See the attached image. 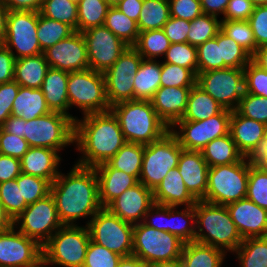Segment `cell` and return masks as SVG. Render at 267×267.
I'll return each mask as SVG.
<instances>
[{"mask_svg":"<svg viewBox=\"0 0 267 267\" xmlns=\"http://www.w3.org/2000/svg\"><path fill=\"white\" fill-rule=\"evenodd\" d=\"M147 267H184L181 259H176L172 261L156 262L147 265Z\"/></svg>","mask_w":267,"mask_h":267,"instance_id":"74","label":"cell"},{"mask_svg":"<svg viewBox=\"0 0 267 267\" xmlns=\"http://www.w3.org/2000/svg\"><path fill=\"white\" fill-rule=\"evenodd\" d=\"M231 113V110L224 109L206 120L177 121L170 130L183 149L201 151L215 138L229 134Z\"/></svg>","mask_w":267,"mask_h":267,"instance_id":"14","label":"cell"},{"mask_svg":"<svg viewBox=\"0 0 267 267\" xmlns=\"http://www.w3.org/2000/svg\"><path fill=\"white\" fill-rule=\"evenodd\" d=\"M49 67L67 72L89 68L86 43L81 32L75 31L43 52Z\"/></svg>","mask_w":267,"mask_h":267,"instance_id":"19","label":"cell"},{"mask_svg":"<svg viewBox=\"0 0 267 267\" xmlns=\"http://www.w3.org/2000/svg\"><path fill=\"white\" fill-rule=\"evenodd\" d=\"M61 160V155L57 150L46 147H29L20 159L21 173L44 178L52 184L60 173Z\"/></svg>","mask_w":267,"mask_h":267,"instance_id":"25","label":"cell"},{"mask_svg":"<svg viewBox=\"0 0 267 267\" xmlns=\"http://www.w3.org/2000/svg\"><path fill=\"white\" fill-rule=\"evenodd\" d=\"M251 160L257 166L267 169V132L260 149L255 153Z\"/></svg>","mask_w":267,"mask_h":267,"instance_id":"69","label":"cell"},{"mask_svg":"<svg viewBox=\"0 0 267 267\" xmlns=\"http://www.w3.org/2000/svg\"><path fill=\"white\" fill-rule=\"evenodd\" d=\"M249 177V158L233 164L210 167L205 202L228 205L246 198Z\"/></svg>","mask_w":267,"mask_h":267,"instance_id":"6","label":"cell"},{"mask_svg":"<svg viewBox=\"0 0 267 267\" xmlns=\"http://www.w3.org/2000/svg\"><path fill=\"white\" fill-rule=\"evenodd\" d=\"M69 109L76 106L84 115L111 109L106 95L105 79L101 72L90 68L69 72L67 82Z\"/></svg>","mask_w":267,"mask_h":267,"instance_id":"8","label":"cell"},{"mask_svg":"<svg viewBox=\"0 0 267 267\" xmlns=\"http://www.w3.org/2000/svg\"><path fill=\"white\" fill-rule=\"evenodd\" d=\"M39 13L44 17L67 24L77 31L78 4L70 0H43Z\"/></svg>","mask_w":267,"mask_h":267,"instance_id":"43","label":"cell"},{"mask_svg":"<svg viewBox=\"0 0 267 267\" xmlns=\"http://www.w3.org/2000/svg\"><path fill=\"white\" fill-rule=\"evenodd\" d=\"M62 226L51 193L35 203L29 204L14 219V227L27 237L35 239L41 246Z\"/></svg>","mask_w":267,"mask_h":267,"instance_id":"12","label":"cell"},{"mask_svg":"<svg viewBox=\"0 0 267 267\" xmlns=\"http://www.w3.org/2000/svg\"><path fill=\"white\" fill-rule=\"evenodd\" d=\"M256 45H267V5L256 6L248 19Z\"/></svg>","mask_w":267,"mask_h":267,"instance_id":"58","label":"cell"},{"mask_svg":"<svg viewBox=\"0 0 267 267\" xmlns=\"http://www.w3.org/2000/svg\"><path fill=\"white\" fill-rule=\"evenodd\" d=\"M253 5L256 6H262L267 5V0H251Z\"/></svg>","mask_w":267,"mask_h":267,"instance_id":"75","label":"cell"},{"mask_svg":"<svg viewBox=\"0 0 267 267\" xmlns=\"http://www.w3.org/2000/svg\"><path fill=\"white\" fill-rule=\"evenodd\" d=\"M52 112L45 101L41 88L19 87L13 102L11 115L25 121L35 119Z\"/></svg>","mask_w":267,"mask_h":267,"instance_id":"29","label":"cell"},{"mask_svg":"<svg viewBox=\"0 0 267 267\" xmlns=\"http://www.w3.org/2000/svg\"><path fill=\"white\" fill-rule=\"evenodd\" d=\"M192 87H160L150 100L157 115L171 128L182 119Z\"/></svg>","mask_w":267,"mask_h":267,"instance_id":"24","label":"cell"},{"mask_svg":"<svg viewBox=\"0 0 267 267\" xmlns=\"http://www.w3.org/2000/svg\"><path fill=\"white\" fill-rule=\"evenodd\" d=\"M154 203L167 206L195 205L197 200L186 189L178 168L168 171L165 178L153 191Z\"/></svg>","mask_w":267,"mask_h":267,"instance_id":"27","label":"cell"},{"mask_svg":"<svg viewBox=\"0 0 267 267\" xmlns=\"http://www.w3.org/2000/svg\"><path fill=\"white\" fill-rule=\"evenodd\" d=\"M169 18L168 0H143L137 22L139 31L163 29Z\"/></svg>","mask_w":267,"mask_h":267,"instance_id":"38","label":"cell"},{"mask_svg":"<svg viewBox=\"0 0 267 267\" xmlns=\"http://www.w3.org/2000/svg\"><path fill=\"white\" fill-rule=\"evenodd\" d=\"M252 61L261 69L267 71V45L257 48L252 56Z\"/></svg>","mask_w":267,"mask_h":267,"instance_id":"70","label":"cell"},{"mask_svg":"<svg viewBox=\"0 0 267 267\" xmlns=\"http://www.w3.org/2000/svg\"><path fill=\"white\" fill-rule=\"evenodd\" d=\"M189 29L190 21L171 16L163 27L165 35L170 40L171 44L187 43Z\"/></svg>","mask_w":267,"mask_h":267,"instance_id":"60","label":"cell"},{"mask_svg":"<svg viewBox=\"0 0 267 267\" xmlns=\"http://www.w3.org/2000/svg\"><path fill=\"white\" fill-rule=\"evenodd\" d=\"M9 11H36L39 12L43 0H2Z\"/></svg>","mask_w":267,"mask_h":267,"instance_id":"65","label":"cell"},{"mask_svg":"<svg viewBox=\"0 0 267 267\" xmlns=\"http://www.w3.org/2000/svg\"><path fill=\"white\" fill-rule=\"evenodd\" d=\"M74 143L83 155L76 164L94 168L109 161L126 143L118 119L111 110L75 119Z\"/></svg>","mask_w":267,"mask_h":267,"instance_id":"2","label":"cell"},{"mask_svg":"<svg viewBox=\"0 0 267 267\" xmlns=\"http://www.w3.org/2000/svg\"><path fill=\"white\" fill-rule=\"evenodd\" d=\"M68 78L69 72L50 67L46 72L41 90L51 111L63 113L75 121L76 117L68 112Z\"/></svg>","mask_w":267,"mask_h":267,"instance_id":"28","label":"cell"},{"mask_svg":"<svg viewBox=\"0 0 267 267\" xmlns=\"http://www.w3.org/2000/svg\"><path fill=\"white\" fill-rule=\"evenodd\" d=\"M226 208L243 239L267 236V209L248 198L230 203Z\"/></svg>","mask_w":267,"mask_h":267,"instance_id":"21","label":"cell"},{"mask_svg":"<svg viewBox=\"0 0 267 267\" xmlns=\"http://www.w3.org/2000/svg\"><path fill=\"white\" fill-rule=\"evenodd\" d=\"M110 110L118 119L126 142L148 145L170 131L149 100L122 101Z\"/></svg>","mask_w":267,"mask_h":267,"instance_id":"3","label":"cell"},{"mask_svg":"<svg viewBox=\"0 0 267 267\" xmlns=\"http://www.w3.org/2000/svg\"><path fill=\"white\" fill-rule=\"evenodd\" d=\"M184 244L177 236L151 228L143 222L134 225L132 255L146 265L179 259Z\"/></svg>","mask_w":267,"mask_h":267,"instance_id":"10","label":"cell"},{"mask_svg":"<svg viewBox=\"0 0 267 267\" xmlns=\"http://www.w3.org/2000/svg\"><path fill=\"white\" fill-rule=\"evenodd\" d=\"M143 0H122L116 7L126 16L138 22Z\"/></svg>","mask_w":267,"mask_h":267,"instance_id":"66","label":"cell"},{"mask_svg":"<svg viewBox=\"0 0 267 267\" xmlns=\"http://www.w3.org/2000/svg\"><path fill=\"white\" fill-rule=\"evenodd\" d=\"M134 80V100L150 101L160 88L161 62L143 59Z\"/></svg>","mask_w":267,"mask_h":267,"instance_id":"32","label":"cell"},{"mask_svg":"<svg viewBox=\"0 0 267 267\" xmlns=\"http://www.w3.org/2000/svg\"><path fill=\"white\" fill-rule=\"evenodd\" d=\"M195 229L194 241L222 249L225 253H233L243 242L224 205L197 200Z\"/></svg>","mask_w":267,"mask_h":267,"instance_id":"4","label":"cell"},{"mask_svg":"<svg viewBox=\"0 0 267 267\" xmlns=\"http://www.w3.org/2000/svg\"><path fill=\"white\" fill-rule=\"evenodd\" d=\"M221 31L251 56L256 52L258 46L248 20H221Z\"/></svg>","mask_w":267,"mask_h":267,"instance_id":"46","label":"cell"},{"mask_svg":"<svg viewBox=\"0 0 267 267\" xmlns=\"http://www.w3.org/2000/svg\"><path fill=\"white\" fill-rule=\"evenodd\" d=\"M246 198L267 209V169L254 164L251 158Z\"/></svg>","mask_w":267,"mask_h":267,"instance_id":"47","label":"cell"},{"mask_svg":"<svg viewBox=\"0 0 267 267\" xmlns=\"http://www.w3.org/2000/svg\"><path fill=\"white\" fill-rule=\"evenodd\" d=\"M144 145L126 142L107 163L114 169L140 178Z\"/></svg>","mask_w":267,"mask_h":267,"instance_id":"36","label":"cell"},{"mask_svg":"<svg viewBox=\"0 0 267 267\" xmlns=\"http://www.w3.org/2000/svg\"><path fill=\"white\" fill-rule=\"evenodd\" d=\"M217 43L220 45L224 68L244 69L252 60V56L244 48L226 36L221 30L217 33Z\"/></svg>","mask_w":267,"mask_h":267,"instance_id":"44","label":"cell"},{"mask_svg":"<svg viewBox=\"0 0 267 267\" xmlns=\"http://www.w3.org/2000/svg\"><path fill=\"white\" fill-rule=\"evenodd\" d=\"M152 218V219H151ZM163 218V219H162ZM161 220L162 223L159 221ZM165 222V223H163ZM143 223L159 231L168 232L167 227V205L154 203L145 214Z\"/></svg>","mask_w":267,"mask_h":267,"instance_id":"62","label":"cell"},{"mask_svg":"<svg viewBox=\"0 0 267 267\" xmlns=\"http://www.w3.org/2000/svg\"><path fill=\"white\" fill-rule=\"evenodd\" d=\"M58 216L63 225H77L80 218L92 217L103 207L99 200V182L91 167L73 165L65 175L61 171L51 184Z\"/></svg>","mask_w":267,"mask_h":267,"instance_id":"1","label":"cell"},{"mask_svg":"<svg viewBox=\"0 0 267 267\" xmlns=\"http://www.w3.org/2000/svg\"><path fill=\"white\" fill-rule=\"evenodd\" d=\"M104 26L128 46H134L138 40L140 31L137 22L117 7H109Z\"/></svg>","mask_w":267,"mask_h":267,"instance_id":"37","label":"cell"},{"mask_svg":"<svg viewBox=\"0 0 267 267\" xmlns=\"http://www.w3.org/2000/svg\"><path fill=\"white\" fill-rule=\"evenodd\" d=\"M0 267H42V246L14 226L0 231Z\"/></svg>","mask_w":267,"mask_h":267,"instance_id":"17","label":"cell"},{"mask_svg":"<svg viewBox=\"0 0 267 267\" xmlns=\"http://www.w3.org/2000/svg\"><path fill=\"white\" fill-rule=\"evenodd\" d=\"M201 152L209 168L237 163L244 158L243 154L238 150L230 133L215 138L209 142Z\"/></svg>","mask_w":267,"mask_h":267,"instance_id":"33","label":"cell"},{"mask_svg":"<svg viewBox=\"0 0 267 267\" xmlns=\"http://www.w3.org/2000/svg\"><path fill=\"white\" fill-rule=\"evenodd\" d=\"M142 60L138 51L133 46H129L103 73L110 106L122 101L134 100V75Z\"/></svg>","mask_w":267,"mask_h":267,"instance_id":"16","label":"cell"},{"mask_svg":"<svg viewBox=\"0 0 267 267\" xmlns=\"http://www.w3.org/2000/svg\"><path fill=\"white\" fill-rule=\"evenodd\" d=\"M99 182V200L106 208L125 190L135 186L139 180L121 170L112 168L107 162L94 167Z\"/></svg>","mask_w":267,"mask_h":267,"instance_id":"26","label":"cell"},{"mask_svg":"<svg viewBox=\"0 0 267 267\" xmlns=\"http://www.w3.org/2000/svg\"><path fill=\"white\" fill-rule=\"evenodd\" d=\"M177 168L185 183L186 189L196 200L205 197L208 185L209 166L201 151H181Z\"/></svg>","mask_w":267,"mask_h":267,"instance_id":"23","label":"cell"},{"mask_svg":"<svg viewBox=\"0 0 267 267\" xmlns=\"http://www.w3.org/2000/svg\"><path fill=\"white\" fill-rule=\"evenodd\" d=\"M14 226V220L6 212L5 208L0 202V231L8 230Z\"/></svg>","mask_w":267,"mask_h":267,"instance_id":"73","label":"cell"},{"mask_svg":"<svg viewBox=\"0 0 267 267\" xmlns=\"http://www.w3.org/2000/svg\"><path fill=\"white\" fill-rule=\"evenodd\" d=\"M21 174L20 160L0 154V183L13 180Z\"/></svg>","mask_w":267,"mask_h":267,"instance_id":"64","label":"cell"},{"mask_svg":"<svg viewBox=\"0 0 267 267\" xmlns=\"http://www.w3.org/2000/svg\"><path fill=\"white\" fill-rule=\"evenodd\" d=\"M15 180L28 205L50 194L51 183L44 178L21 173Z\"/></svg>","mask_w":267,"mask_h":267,"instance_id":"49","label":"cell"},{"mask_svg":"<svg viewBox=\"0 0 267 267\" xmlns=\"http://www.w3.org/2000/svg\"><path fill=\"white\" fill-rule=\"evenodd\" d=\"M182 150L171 130L159 140L144 145L139 182L154 191L168 171L177 167Z\"/></svg>","mask_w":267,"mask_h":267,"instance_id":"9","label":"cell"},{"mask_svg":"<svg viewBox=\"0 0 267 267\" xmlns=\"http://www.w3.org/2000/svg\"><path fill=\"white\" fill-rule=\"evenodd\" d=\"M254 7L251 0H229L220 20H248Z\"/></svg>","mask_w":267,"mask_h":267,"instance_id":"61","label":"cell"},{"mask_svg":"<svg viewBox=\"0 0 267 267\" xmlns=\"http://www.w3.org/2000/svg\"><path fill=\"white\" fill-rule=\"evenodd\" d=\"M75 121L60 112H50L23 123V138L29 147H46L60 152L74 144Z\"/></svg>","mask_w":267,"mask_h":267,"instance_id":"7","label":"cell"},{"mask_svg":"<svg viewBox=\"0 0 267 267\" xmlns=\"http://www.w3.org/2000/svg\"><path fill=\"white\" fill-rule=\"evenodd\" d=\"M171 42L163 29L146 30L139 33L138 40L133 46L145 60H156L164 57Z\"/></svg>","mask_w":267,"mask_h":267,"instance_id":"40","label":"cell"},{"mask_svg":"<svg viewBox=\"0 0 267 267\" xmlns=\"http://www.w3.org/2000/svg\"><path fill=\"white\" fill-rule=\"evenodd\" d=\"M90 239L87 225H63L42 246V267H83Z\"/></svg>","mask_w":267,"mask_h":267,"instance_id":"5","label":"cell"},{"mask_svg":"<svg viewBox=\"0 0 267 267\" xmlns=\"http://www.w3.org/2000/svg\"><path fill=\"white\" fill-rule=\"evenodd\" d=\"M198 73L211 70L224 69L221 60L220 45L217 43V35L197 47Z\"/></svg>","mask_w":267,"mask_h":267,"instance_id":"52","label":"cell"},{"mask_svg":"<svg viewBox=\"0 0 267 267\" xmlns=\"http://www.w3.org/2000/svg\"><path fill=\"white\" fill-rule=\"evenodd\" d=\"M74 32L69 25L44 17L38 12L37 37L42 52Z\"/></svg>","mask_w":267,"mask_h":267,"instance_id":"41","label":"cell"},{"mask_svg":"<svg viewBox=\"0 0 267 267\" xmlns=\"http://www.w3.org/2000/svg\"><path fill=\"white\" fill-rule=\"evenodd\" d=\"M221 30V20L213 15L202 13L190 22L188 43L195 47L214 38Z\"/></svg>","mask_w":267,"mask_h":267,"instance_id":"45","label":"cell"},{"mask_svg":"<svg viewBox=\"0 0 267 267\" xmlns=\"http://www.w3.org/2000/svg\"><path fill=\"white\" fill-rule=\"evenodd\" d=\"M19 87L15 81L0 84V128L11 116L13 102L17 96Z\"/></svg>","mask_w":267,"mask_h":267,"instance_id":"59","label":"cell"},{"mask_svg":"<svg viewBox=\"0 0 267 267\" xmlns=\"http://www.w3.org/2000/svg\"><path fill=\"white\" fill-rule=\"evenodd\" d=\"M229 0H200L202 12L219 17L225 13Z\"/></svg>","mask_w":267,"mask_h":267,"instance_id":"67","label":"cell"},{"mask_svg":"<svg viewBox=\"0 0 267 267\" xmlns=\"http://www.w3.org/2000/svg\"><path fill=\"white\" fill-rule=\"evenodd\" d=\"M86 48L89 68L104 73L129 47L104 25L90 28L82 32Z\"/></svg>","mask_w":267,"mask_h":267,"instance_id":"18","label":"cell"},{"mask_svg":"<svg viewBox=\"0 0 267 267\" xmlns=\"http://www.w3.org/2000/svg\"><path fill=\"white\" fill-rule=\"evenodd\" d=\"M109 7H116L122 0H105Z\"/></svg>","mask_w":267,"mask_h":267,"instance_id":"76","label":"cell"},{"mask_svg":"<svg viewBox=\"0 0 267 267\" xmlns=\"http://www.w3.org/2000/svg\"><path fill=\"white\" fill-rule=\"evenodd\" d=\"M153 204V191L139 182L125 190L106 208L123 221L135 225L143 222L145 214Z\"/></svg>","mask_w":267,"mask_h":267,"instance_id":"20","label":"cell"},{"mask_svg":"<svg viewBox=\"0 0 267 267\" xmlns=\"http://www.w3.org/2000/svg\"><path fill=\"white\" fill-rule=\"evenodd\" d=\"M70 1H72V2H74V3H76V4H78V2H79L80 0H70Z\"/></svg>","mask_w":267,"mask_h":267,"instance_id":"77","label":"cell"},{"mask_svg":"<svg viewBox=\"0 0 267 267\" xmlns=\"http://www.w3.org/2000/svg\"><path fill=\"white\" fill-rule=\"evenodd\" d=\"M122 256L90 239L83 267H117Z\"/></svg>","mask_w":267,"mask_h":267,"instance_id":"54","label":"cell"},{"mask_svg":"<svg viewBox=\"0 0 267 267\" xmlns=\"http://www.w3.org/2000/svg\"><path fill=\"white\" fill-rule=\"evenodd\" d=\"M163 62L190 69L198 74L197 47L187 43H173L167 49Z\"/></svg>","mask_w":267,"mask_h":267,"instance_id":"48","label":"cell"},{"mask_svg":"<svg viewBox=\"0 0 267 267\" xmlns=\"http://www.w3.org/2000/svg\"><path fill=\"white\" fill-rule=\"evenodd\" d=\"M177 208L179 207L167 206L168 232L184 243H190L195 240V205L185 206L180 211Z\"/></svg>","mask_w":267,"mask_h":267,"instance_id":"35","label":"cell"},{"mask_svg":"<svg viewBox=\"0 0 267 267\" xmlns=\"http://www.w3.org/2000/svg\"><path fill=\"white\" fill-rule=\"evenodd\" d=\"M0 202L13 220L28 206L15 179L0 183Z\"/></svg>","mask_w":267,"mask_h":267,"instance_id":"51","label":"cell"},{"mask_svg":"<svg viewBox=\"0 0 267 267\" xmlns=\"http://www.w3.org/2000/svg\"><path fill=\"white\" fill-rule=\"evenodd\" d=\"M15 61L14 55L0 45V84L14 81Z\"/></svg>","mask_w":267,"mask_h":267,"instance_id":"63","label":"cell"},{"mask_svg":"<svg viewBox=\"0 0 267 267\" xmlns=\"http://www.w3.org/2000/svg\"><path fill=\"white\" fill-rule=\"evenodd\" d=\"M109 6L105 0H80L78 2L77 32L104 25Z\"/></svg>","mask_w":267,"mask_h":267,"instance_id":"42","label":"cell"},{"mask_svg":"<svg viewBox=\"0 0 267 267\" xmlns=\"http://www.w3.org/2000/svg\"><path fill=\"white\" fill-rule=\"evenodd\" d=\"M266 132L264 123L242 116L236 110L232 111L229 133L244 157L252 158L255 155Z\"/></svg>","mask_w":267,"mask_h":267,"instance_id":"22","label":"cell"},{"mask_svg":"<svg viewBox=\"0 0 267 267\" xmlns=\"http://www.w3.org/2000/svg\"><path fill=\"white\" fill-rule=\"evenodd\" d=\"M227 253L196 241L185 243L180 257L184 267H221Z\"/></svg>","mask_w":267,"mask_h":267,"instance_id":"31","label":"cell"},{"mask_svg":"<svg viewBox=\"0 0 267 267\" xmlns=\"http://www.w3.org/2000/svg\"><path fill=\"white\" fill-rule=\"evenodd\" d=\"M28 149L29 145L25 138L7 133L0 128V154L20 160Z\"/></svg>","mask_w":267,"mask_h":267,"instance_id":"56","label":"cell"},{"mask_svg":"<svg viewBox=\"0 0 267 267\" xmlns=\"http://www.w3.org/2000/svg\"><path fill=\"white\" fill-rule=\"evenodd\" d=\"M86 225L93 242L122 257L132 256L133 224L113 215L107 208H102Z\"/></svg>","mask_w":267,"mask_h":267,"instance_id":"11","label":"cell"},{"mask_svg":"<svg viewBox=\"0 0 267 267\" xmlns=\"http://www.w3.org/2000/svg\"><path fill=\"white\" fill-rule=\"evenodd\" d=\"M8 12L9 10L3 4L2 0H0V45H3L5 40L6 21Z\"/></svg>","mask_w":267,"mask_h":267,"instance_id":"71","label":"cell"},{"mask_svg":"<svg viewBox=\"0 0 267 267\" xmlns=\"http://www.w3.org/2000/svg\"><path fill=\"white\" fill-rule=\"evenodd\" d=\"M37 26L36 11L8 12L3 45L16 59L43 53L37 37Z\"/></svg>","mask_w":267,"mask_h":267,"instance_id":"15","label":"cell"},{"mask_svg":"<svg viewBox=\"0 0 267 267\" xmlns=\"http://www.w3.org/2000/svg\"><path fill=\"white\" fill-rule=\"evenodd\" d=\"M117 267H147V265L138 257H122Z\"/></svg>","mask_w":267,"mask_h":267,"instance_id":"72","label":"cell"},{"mask_svg":"<svg viewBox=\"0 0 267 267\" xmlns=\"http://www.w3.org/2000/svg\"><path fill=\"white\" fill-rule=\"evenodd\" d=\"M197 76L185 67L161 62L160 87H193Z\"/></svg>","mask_w":267,"mask_h":267,"instance_id":"50","label":"cell"},{"mask_svg":"<svg viewBox=\"0 0 267 267\" xmlns=\"http://www.w3.org/2000/svg\"><path fill=\"white\" fill-rule=\"evenodd\" d=\"M244 70L245 92L267 98V71L252 60Z\"/></svg>","mask_w":267,"mask_h":267,"instance_id":"55","label":"cell"},{"mask_svg":"<svg viewBox=\"0 0 267 267\" xmlns=\"http://www.w3.org/2000/svg\"><path fill=\"white\" fill-rule=\"evenodd\" d=\"M170 16L192 21L203 12L200 0H168Z\"/></svg>","mask_w":267,"mask_h":267,"instance_id":"57","label":"cell"},{"mask_svg":"<svg viewBox=\"0 0 267 267\" xmlns=\"http://www.w3.org/2000/svg\"><path fill=\"white\" fill-rule=\"evenodd\" d=\"M23 123L26 121L23 118L10 116L1 127L5 132L15 134L19 137H23Z\"/></svg>","mask_w":267,"mask_h":267,"instance_id":"68","label":"cell"},{"mask_svg":"<svg viewBox=\"0 0 267 267\" xmlns=\"http://www.w3.org/2000/svg\"><path fill=\"white\" fill-rule=\"evenodd\" d=\"M49 68L43 53L16 59L14 81L21 87L41 88Z\"/></svg>","mask_w":267,"mask_h":267,"instance_id":"30","label":"cell"},{"mask_svg":"<svg viewBox=\"0 0 267 267\" xmlns=\"http://www.w3.org/2000/svg\"><path fill=\"white\" fill-rule=\"evenodd\" d=\"M196 84L224 109L236 110L245 92L244 70L224 68L197 74Z\"/></svg>","mask_w":267,"mask_h":267,"instance_id":"13","label":"cell"},{"mask_svg":"<svg viewBox=\"0 0 267 267\" xmlns=\"http://www.w3.org/2000/svg\"><path fill=\"white\" fill-rule=\"evenodd\" d=\"M236 111L267 126V98L244 92Z\"/></svg>","mask_w":267,"mask_h":267,"instance_id":"53","label":"cell"},{"mask_svg":"<svg viewBox=\"0 0 267 267\" xmlns=\"http://www.w3.org/2000/svg\"><path fill=\"white\" fill-rule=\"evenodd\" d=\"M224 108L207 92L195 84L188 97L187 108L178 121H201L221 113Z\"/></svg>","mask_w":267,"mask_h":267,"instance_id":"34","label":"cell"},{"mask_svg":"<svg viewBox=\"0 0 267 267\" xmlns=\"http://www.w3.org/2000/svg\"><path fill=\"white\" fill-rule=\"evenodd\" d=\"M233 253L240 267H267V236L243 239Z\"/></svg>","mask_w":267,"mask_h":267,"instance_id":"39","label":"cell"}]
</instances>
